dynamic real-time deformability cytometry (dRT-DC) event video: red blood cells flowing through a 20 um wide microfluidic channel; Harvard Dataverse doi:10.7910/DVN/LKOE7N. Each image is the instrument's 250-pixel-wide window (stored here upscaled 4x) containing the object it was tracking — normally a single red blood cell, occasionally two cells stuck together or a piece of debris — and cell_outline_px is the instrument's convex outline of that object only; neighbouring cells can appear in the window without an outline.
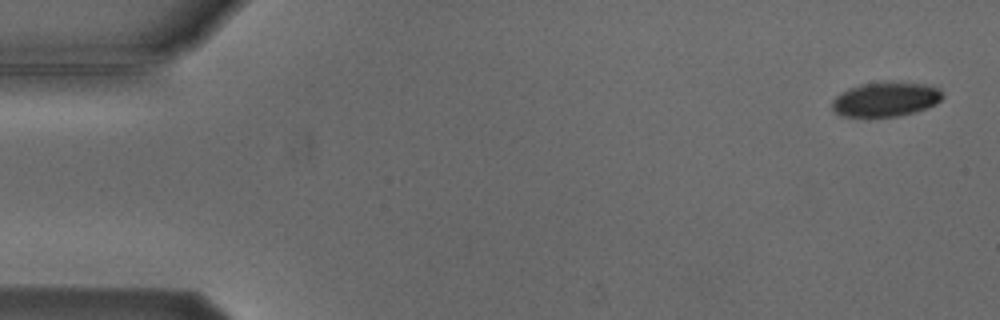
{"species": "Egyptian fruit bat (a non-hibernating species)", "species_latin": "Rousettus aegyptiacus", "temperature_condition": "cold", "stored_images_in_passage": 5, "camera_frame_rate_fps": 3000, "um_per_image_px": 0.085, "animal": {"sex": "male"}, "frame": {"image": 1, "passage_image": 1, "time_ms": 0.0, "image_size_px": [1000, 320], "cell_outline_px": [[944, 96], [936, 104], [928, 108], [916, 112], [896, 116], [844, 116], [836, 112], [832, 108], [832, 100], [840, 92], [848, 88], [860, 84], [888, 80], [924, 84], [940, 88]], "centroid_in_image_um": [75.31, 8.41], "position_along_channel_um": 9.7, "area_um2": 22.54}}
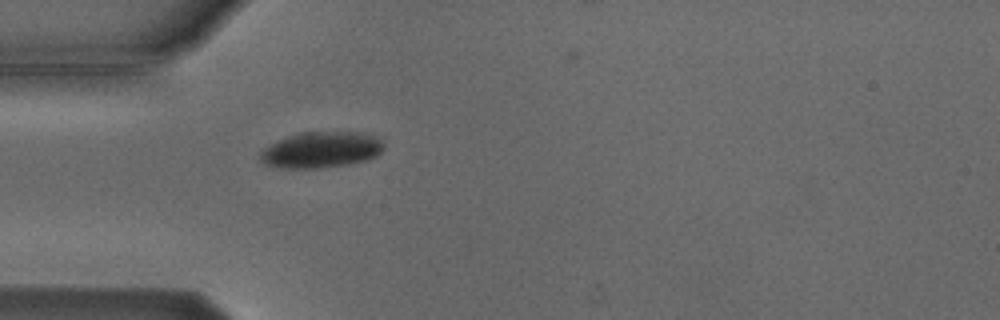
{"frame": {"image": 2, "passage_image": 5, "time_ms": 4.667, "image_size_px": [1000, 320], "cell_outline_px": [[384, 148], [376, 156], [368, 160], [352, 164], [320, 168], [280, 168], [264, 164], [260, 160], [260, 152], [268, 144], [276, 140], [300, 132], [360, 132], [376, 136], [384, 144]], "centroid_in_image_um": [27.29, 12.74], "position_along_channel_um": 57.7, "area_um2": 26.3}}